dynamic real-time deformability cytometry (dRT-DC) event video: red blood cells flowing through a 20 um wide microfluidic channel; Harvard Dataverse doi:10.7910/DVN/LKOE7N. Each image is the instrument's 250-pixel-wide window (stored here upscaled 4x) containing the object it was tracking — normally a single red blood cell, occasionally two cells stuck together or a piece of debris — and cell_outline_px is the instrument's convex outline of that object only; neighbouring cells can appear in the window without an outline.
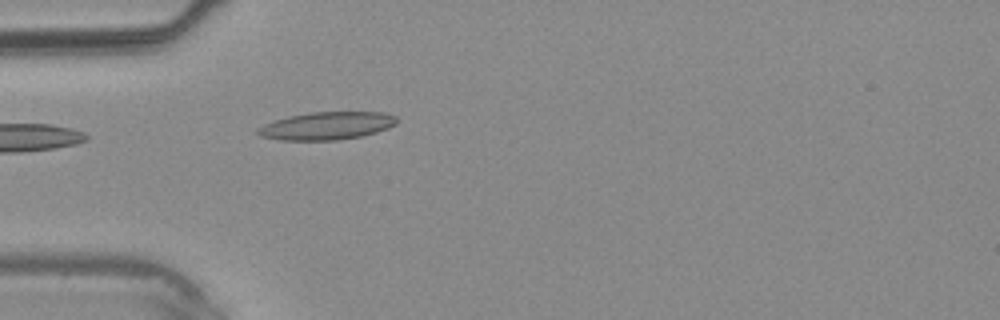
{"species": "common noctule bat (a hibernating species)", "species_latin": "Nyctalus noctula", "temperature_condition": "warm", "stored_images_in_passage": 16, "camera_frame_rate_fps": 3000, "um_per_image_px": 0.085, "animal": {"sex": "male", "body_mass_g": 20.4}, "frame": {"image": 1, "passage_image": 1, "time_ms": 0.0, "image_size_px": [1000, 320], "cell_outline_px": [[400, 120], [396, 124], [388, 128], [376, 132], [360, 136], [336, 140], [280, 140], [260, 136], [256, 132], [256, 128], [264, 124], [288, 116], [312, 112], [384, 112], [396, 116]], "centroid_in_image_um": [27.79, 10.69], "position_along_channel_um": 57.2, "area_um2": 22.54}}